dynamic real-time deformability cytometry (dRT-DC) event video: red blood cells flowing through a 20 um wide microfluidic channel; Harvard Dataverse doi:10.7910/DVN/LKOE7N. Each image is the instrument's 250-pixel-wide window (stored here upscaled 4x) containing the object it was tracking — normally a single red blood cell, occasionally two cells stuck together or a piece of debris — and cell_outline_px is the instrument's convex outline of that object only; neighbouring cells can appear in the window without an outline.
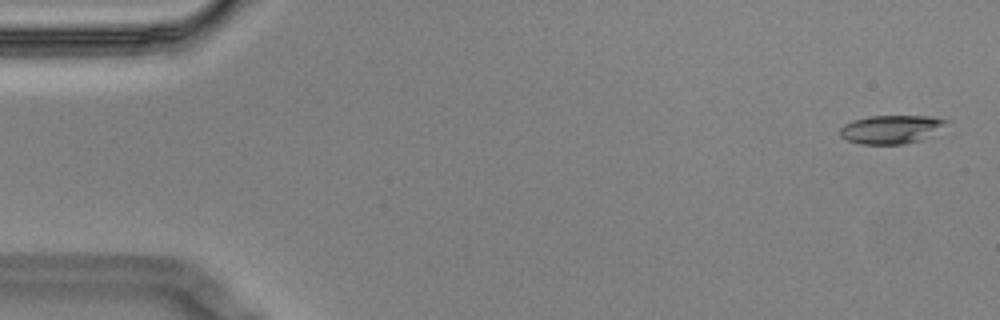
{"species": "Egyptian fruit bat (a non-hibernating species)", "species_latin": "Rousettus aegyptiacus", "temperature_condition": "cold", "stored_images_in_passage": 5, "camera_frame_rate_fps": 3000, "um_per_image_px": 0.085, "animal": {"sex": "male"}, "frame": {"image": 1, "passage_image": 1, "time_ms": 0.0, "image_size_px": [1000, 320], "cell_outline_px": [[952, 120], [940, 136], [904, 144], [860, 144], [848, 140], [840, 136], [840, 128], [844, 124], [852, 120], [868, 116], [932, 116]], "centroid_in_image_um": [75.93, 10.99], "position_along_channel_um": 9.1, "area_um2": 18.55}}
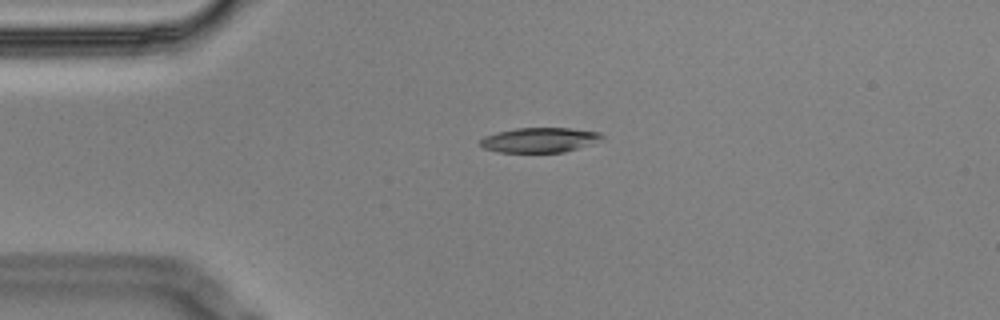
{"frame": {"image": 2, "passage_image": 4, "time_ms": 1.0, "image_size_px": [1000, 320], "cell_outline_px": [[604, 140], [592, 144], [564, 152], [500, 152], [484, 148], [480, 144], [480, 140], [484, 136], [496, 132], [516, 128], [568, 128], [600, 132], [604, 136]], "centroid_in_image_um": [45.9, 11.89], "position_along_channel_um": 39.1, "area_um2": 17.69}}